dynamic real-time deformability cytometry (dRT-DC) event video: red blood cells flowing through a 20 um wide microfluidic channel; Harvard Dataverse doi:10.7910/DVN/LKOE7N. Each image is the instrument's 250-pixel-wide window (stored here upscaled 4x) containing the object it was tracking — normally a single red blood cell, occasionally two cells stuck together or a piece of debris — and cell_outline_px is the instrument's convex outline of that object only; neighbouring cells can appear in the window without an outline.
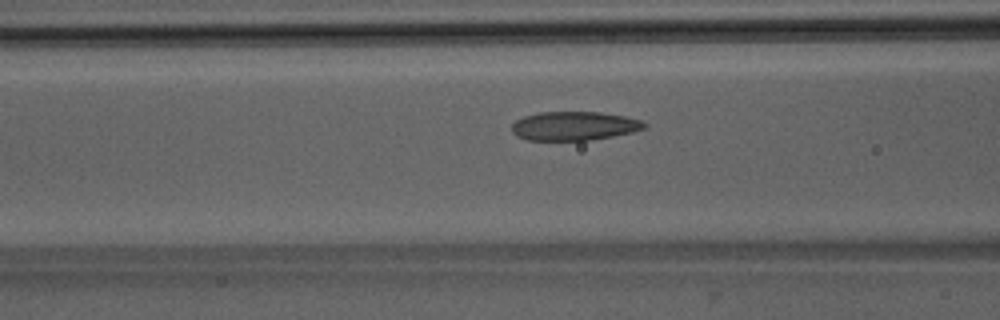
{"species": "Egyptian fruit bat (a non-hibernating species)", "species_latin": "Rousettus aegyptiacus", "temperature_condition": "room temperature", "stored_images_in_passage": 13, "camera_frame_rate_fps": 3000, "um_per_image_px": 0.085, "animal": {"sex": "male"}, "frame": {"image": 1, "passage_image": 11, "time_ms": 3.333, "image_size_px": [1000, 320], "cell_outline_px": [[648, 124], [644, 128], [632, 132], [592, 140], [528, 140], [516, 136], [512, 132], [512, 124], [516, 120], [524, 116], [540, 112], [600, 112], [624, 116], [640, 120]], "centroid_in_image_um": [48.79, 10.7], "position_along_channel_um": 117.8, "area_um2": 22.25}}